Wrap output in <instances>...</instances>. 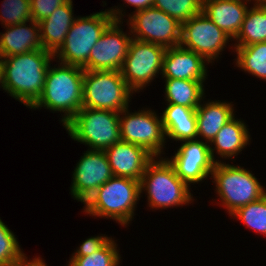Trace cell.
Here are the masks:
<instances>
[{
  "mask_svg": "<svg viewBox=\"0 0 266 266\" xmlns=\"http://www.w3.org/2000/svg\"><path fill=\"white\" fill-rule=\"evenodd\" d=\"M201 100L196 108L197 139L210 143L219 130L236 114L233 102ZM203 102V103H202Z\"/></svg>",
  "mask_w": 266,
  "mask_h": 266,
  "instance_id": "cell-20",
  "label": "cell"
},
{
  "mask_svg": "<svg viewBox=\"0 0 266 266\" xmlns=\"http://www.w3.org/2000/svg\"><path fill=\"white\" fill-rule=\"evenodd\" d=\"M88 150L105 151L121 141L119 112L82 107L64 126Z\"/></svg>",
  "mask_w": 266,
  "mask_h": 266,
  "instance_id": "cell-7",
  "label": "cell"
},
{
  "mask_svg": "<svg viewBox=\"0 0 266 266\" xmlns=\"http://www.w3.org/2000/svg\"><path fill=\"white\" fill-rule=\"evenodd\" d=\"M203 0H154L153 7L160 9L181 24L202 12Z\"/></svg>",
  "mask_w": 266,
  "mask_h": 266,
  "instance_id": "cell-29",
  "label": "cell"
},
{
  "mask_svg": "<svg viewBox=\"0 0 266 266\" xmlns=\"http://www.w3.org/2000/svg\"><path fill=\"white\" fill-rule=\"evenodd\" d=\"M252 3H259L260 0H250Z\"/></svg>",
  "mask_w": 266,
  "mask_h": 266,
  "instance_id": "cell-38",
  "label": "cell"
},
{
  "mask_svg": "<svg viewBox=\"0 0 266 266\" xmlns=\"http://www.w3.org/2000/svg\"><path fill=\"white\" fill-rule=\"evenodd\" d=\"M17 239L0 217V266H11L26 256Z\"/></svg>",
  "mask_w": 266,
  "mask_h": 266,
  "instance_id": "cell-30",
  "label": "cell"
},
{
  "mask_svg": "<svg viewBox=\"0 0 266 266\" xmlns=\"http://www.w3.org/2000/svg\"><path fill=\"white\" fill-rule=\"evenodd\" d=\"M249 4L250 0H203L202 12L233 40L240 31Z\"/></svg>",
  "mask_w": 266,
  "mask_h": 266,
  "instance_id": "cell-19",
  "label": "cell"
},
{
  "mask_svg": "<svg viewBox=\"0 0 266 266\" xmlns=\"http://www.w3.org/2000/svg\"><path fill=\"white\" fill-rule=\"evenodd\" d=\"M231 50L237 54L234 58L235 67L259 80L266 81V41L247 46H234Z\"/></svg>",
  "mask_w": 266,
  "mask_h": 266,
  "instance_id": "cell-26",
  "label": "cell"
},
{
  "mask_svg": "<svg viewBox=\"0 0 266 266\" xmlns=\"http://www.w3.org/2000/svg\"><path fill=\"white\" fill-rule=\"evenodd\" d=\"M123 2H124L123 6L125 4L124 7L133 6L135 10L133 12H136L139 10H144L149 7H153L154 0H123Z\"/></svg>",
  "mask_w": 266,
  "mask_h": 266,
  "instance_id": "cell-35",
  "label": "cell"
},
{
  "mask_svg": "<svg viewBox=\"0 0 266 266\" xmlns=\"http://www.w3.org/2000/svg\"><path fill=\"white\" fill-rule=\"evenodd\" d=\"M191 191L165 157H154L140 180V194L145 192L153 211L191 204L195 201Z\"/></svg>",
  "mask_w": 266,
  "mask_h": 266,
  "instance_id": "cell-5",
  "label": "cell"
},
{
  "mask_svg": "<svg viewBox=\"0 0 266 266\" xmlns=\"http://www.w3.org/2000/svg\"><path fill=\"white\" fill-rule=\"evenodd\" d=\"M231 219L240 220L247 228L266 236V194L230 215Z\"/></svg>",
  "mask_w": 266,
  "mask_h": 266,
  "instance_id": "cell-27",
  "label": "cell"
},
{
  "mask_svg": "<svg viewBox=\"0 0 266 266\" xmlns=\"http://www.w3.org/2000/svg\"><path fill=\"white\" fill-rule=\"evenodd\" d=\"M209 179H213L214 191L217 194L216 197H219L216 204L219 203V206L226 209L229 216L266 194V188L252 171L226 161L215 163Z\"/></svg>",
  "mask_w": 266,
  "mask_h": 266,
  "instance_id": "cell-6",
  "label": "cell"
},
{
  "mask_svg": "<svg viewBox=\"0 0 266 266\" xmlns=\"http://www.w3.org/2000/svg\"><path fill=\"white\" fill-rule=\"evenodd\" d=\"M209 64L202 56L181 45L167 48L161 79L206 81Z\"/></svg>",
  "mask_w": 266,
  "mask_h": 266,
  "instance_id": "cell-16",
  "label": "cell"
},
{
  "mask_svg": "<svg viewBox=\"0 0 266 266\" xmlns=\"http://www.w3.org/2000/svg\"><path fill=\"white\" fill-rule=\"evenodd\" d=\"M57 64L48 67L45 87L30 109H47L60 113V122L65 124L82 108L84 69L54 60Z\"/></svg>",
  "mask_w": 266,
  "mask_h": 266,
  "instance_id": "cell-2",
  "label": "cell"
},
{
  "mask_svg": "<svg viewBox=\"0 0 266 266\" xmlns=\"http://www.w3.org/2000/svg\"><path fill=\"white\" fill-rule=\"evenodd\" d=\"M0 10V22L3 27L32 20L30 0H4Z\"/></svg>",
  "mask_w": 266,
  "mask_h": 266,
  "instance_id": "cell-31",
  "label": "cell"
},
{
  "mask_svg": "<svg viewBox=\"0 0 266 266\" xmlns=\"http://www.w3.org/2000/svg\"><path fill=\"white\" fill-rule=\"evenodd\" d=\"M3 28L5 32H0V57H10L43 48L39 24L36 21L30 20Z\"/></svg>",
  "mask_w": 266,
  "mask_h": 266,
  "instance_id": "cell-21",
  "label": "cell"
},
{
  "mask_svg": "<svg viewBox=\"0 0 266 266\" xmlns=\"http://www.w3.org/2000/svg\"><path fill=\"white\" fill-rule=\"evenodd\" d=\"M233 41V46H247L266 41V7L259 3L251 5Z\"/></svg>",
  "mask_w": 266,
  "mask_h": 266,
  "instance_id": "cell-25",
  "label": "cell"
},
{
  "mask_svg": "<svg viewBox=\"0 0 266 266\" xmlns=\"http://www.w3.org/2000/svg\"><path fill=\"white\" fill-rule=\"evenodd\" d=\"M112 237H108L105 234H100L97 236H91L85 239L78 247L75 252L71 254V257H83L100 250Z\"/></svg>",
  "mask_w": 266,
  "mask_h": 266,
  "instance_id": "cell-33",
  "label": "cell"
},
{
  "mask_svg": "<svg viewBox=\"0 0 266 266\" xmlns=\"http://www.w3.org/2000/svg\"><path fill=\"white\" fill-rule=\"evenodd\" d=\"M259 4L266 7V0H260L259 1Z\"/></svg>",
  "mask_w": 266,
  "mask_h": 266,
  "instance_id": "cell-37",
  "label": "cell"
},
{
  "mask_svg": "<svg viewBox=\"0 0 266 266\" xmlns=\"http://www.w3.org/2000/svg\"><path fill=\"white\" fill-rule=\"evenodd\" d=\"M113 7L87 16H77L66 35L64 44L54 54V60L83 68L88 62L91 49L106 28L114 20L126 22L123 19L126 11L122 4L119 8Z\"/></svg>",
  "mask_w": 266,
  "mask_h": 266,
  "instance_id": "cell-3",
  "label": "cell"
},
{
  "mask_svg": "<svg viewBox=\"0 0 266 266\" xmlns=\"http://www.w3.org/2000/svg\"><path fill=\"white\" fill-rule=\"evenodd\" d=\"M250 136L251 134L245 121L234 116L219 130L214 139L209 143L213 161L221 163L224 160L230 161L231 158L235 160V156L241 154V151L247 145H250L252 139Z\"/></svg>",
  "mask_w": 266,
  "mask_h": 266,
  "instance_id": "cell-18",
  "label": "cell"
},
{
  "mask_svg": "<svg viewBox=\"0 0 266 266\" xmlns=\"http://www.w3.org/2000/svg\"><path fill=\"white\" fill-rule=\"evenodd\" d=\"M33 259L28 260L27 255L20 261L13 263L11 266H48L42 257L33 256Z\"/></svg>",
  "mask_w": 266,
  "mask_h": 266,
  "instance_id": "cell-34",
  "label": "cell"
},
{
  "mask_svg": "<svg viewBox=\"0 0 266 266\" xmlns=\"http://www.w3.org/2000/svg\"><path fill=\"white\" fill-rule=\"evenodd\" d=\"M73 0L59 6L46 19L39 22L40 40L43 49L53 55L65 42L66 35L74 20Z\"/></svg>",
  "mask_w": 266,
  "mask_h": 266,
  "instance_id": "cell-22",
  "label": "cell"
},
{
  "mask_svg": "<svg viewBox=\"0 0 266 266\" xmlns=\"http://www.w3.org/2000/svg\"><path fill=\"white\" fill-rule=\"evenodd\" d=\"M127 107L119 113L121 141L144 148L153 157H163L167 143L161 116L154 109L141 108L130 112Z\"/></svg>",
  "mask_w": 266,
  "mask_h": 266,
  "instance_id": "cell-9",
  "label": "cell"
},
{
  "mask_svg": "<svg viewBox=\"0 0 266 266\" xmlns=\"http://www.w3.org/2000/svg\"><path fill=\"white\" fill-rule=\"evenodd\" d=\"M141 197L140 181L113 176L84 203L82 212L94 218L113 219L126 228L134 220Z\"/></svg>",
  "mask_w": 266,
  "mask_h": 266,
  "instance_id": "cell-4",
  "label": "cell"
},
{
  "mask_svg": "<svg viewBox=\"0 0 266 266\" xmlns=\"http://www.w3.org/2000/svg\"><path fill=\"white\" fill-rule=\"evenodd\" d=\"M128 29L132 38L171 48L181 43L182 24L155 7L129 13Z\"/></svg>",
  "mask_w": 266,
  "mask_h": 266,
  "instance_id": "cell-11",
  "label": "cell"
},
{
  "mask_svg": "<svg viewBox=\"0 0 266 266\" xmlns=\"http://www.w3.org/2000/svg\"><path fill=\"white\" fill-rule=\"evenodd\" d=\"M1 59L4 92L30 108L42 94L54 55L42 48Z\"/></svg>",
  "mask_w": 266,
  "mask_h": 266,
  "instance_id": "cell-1",
  "label": "cell"
},
{
  "mask_svg": "<svg viewBox=\"0 0 266 266\" xmlns=\"http://www.w3.org/2000/svg\"><path fill=\"white\" fill-rule=\"evenodd\" d=\"M112 173L117 177L141 180L147 164L154 158L144 148L119 141L105 150Z\"/></svg>",
  "mask_w": 266,
  "mask_h": 266,
  "instance_id": "cell-17",
  "label": "cell"
},
{
  "mask_svg": "<svg viewBox=\"0 0 266 266\" xmlns=\"http://www.w3.org/2000/svg\"><path fill=\"white\" fill-rule=\"evenodd\" d=\"M118 244L111 238L100 250L83 257H70L67 266H120ZM66 266V265H65Z\"/></svg>",
  "mask_w": 266,
  "mask_h": 266,
  "instance_id": "cell-28",
  "label": "cell"
},
{
  "mask_svg": "<svg viewBox=\"0 0 266 266\" xmlns=\"http://www.w3.org/2000/svg\"><path fill=\"white\" fill-rule=\"evenodd\" d=\"M161 113L166 139L185 141L197 139L196 109L167 104Z\"/></svg>",
  "mask_w": 266,
  "mask_h": 266,
  "instance_id": "cell-23",
  "label": "cell"
},
{
  "mask_svg": "<svg viewBox=\"0 0 266 266\" xmlns=\"http://www.w3.org/2000/svg\"><path fill=\"white\" fill-rule=\"evenodd\" d=\"M0 88L3 90L2 59L0 57Z\"/></svg>",
  "mask_w": 266,
  "mask_h": 266,
  "instance_id": "cell-36",
  "label": "cell"
},
{
  "mask_svg": "<svg viewBox=\"0 0 266 266\" xmlns=\"http://www.w3.org/2000/svg\"><path fill=\"white\" fill-rule=\"evenodd\" d=\"M123 22L114 20L91 49L87 64L88 71H120L132 41L130 30L123 31Z\"/></svg>",
  "mask_w": 266,
  "mask_h": 266,
  "instance_id": "cell-13",
  "label": "cell"
},
{
  "mask_svg": "<svg viewBox=\"0 0 266 266\" xmlns=\"http://www.w3.org/2000/svg\"><path fill=\"white\" fill-rule=\"evenodd\" d=\"M230 41L233 40L203 12L182 23L180 45L202 56L211 66L226 48L234 47Z\"/></svg>",
  "mask_w": 266,
  "mask_h": 266,
  "instance_id": "cell-12",
  "label": "cell"
},
{
  "mask_svg": "<svg viewBox=\"0 0 266 266\" xmlns=\"http://www.w3.org/2000/svg\"><path fill=\"white\" fill-rule=\"evenodd\" d=\"M70 194L85 203L92 194L114 175L105 151L86 150L72 172Z\"/></svg>",
  "mask_w": 266,
  "mask_h": 266,
  "instance_id": "cell-14",
  "label": "cell"
},
{
  "mask_svg": "<svg viewBox=\"0 0 266 266\" xmlns=\"http://www.w3.org/2000/svg\"><path fill=\"white\" fill-rule=\"evenodd\" d=\"M166 49L158 44L132 38L120 71L134 93L143 91L159 74L161 76Z\"/></svg>",
  "mask_w": 266,
  "mask_h": 266,
  "instance_id": "cell-10",
  "label": "cell"
},
{
  "mask_svg": "<svg viewBox=\"0 0 266 266\" xmlns=\"http://www.w3.org/2000/svg\"><path fill=\"white\" fill-rule=\"evenodd\" d=\"M70 0H30L32 20L37 23L49 17L59 6Z\"/></svg>",
  "mask_w": 266,
  "mask_h": 266,
  "instance_id": "cell-32",
  "label": "cell"
},
{
  "mask_svg": "<svg viewBox=\"0 0 266 266\" xmlns=\"http://www.w3.org/2000/svg\"><path fill=\"white\" fill-rule=\"evenodd\" d=\"M135 94L121 71L84 70L82 107L121 112Z\"/></svg>",
  "mask_w": 266,
  "mask_h": 266,
  "instance_id": "cell-8",
  "label": "cell"
},
{
  "mask_svg": "<svg viewBox=\"0 0 266 266\" xmlns=\"http://www.w3.org/2000/svg\"><path fill=\"white\" fill-rule=\"evenodd\" d=\"M165 80L164 99L166 104H177L196 109L205 95V82L194 80Z\"/></svg>",
  "mask_w": 266,
  "mask_h": 266,
  "instance_id": "cell-24",
  "label": "cell"
},
{
  "mask_svg": "<svg viewBox=\"0 0 266 266\" xmlns=\"http://www.w3.org/2000/svg\"><path fill=\"white\" fill-rule=\"evenodd\" d=\"M180 143L173 156L165 157L176 174L189 187L211 177L215 162L210 154L209 143L199 139L185 140Z\"/></svg>",
  "mask_w": 266,
  "mask_h": 266,
  "instance_id": "cell-15",
  "label": "cell"
}]
</instances>
